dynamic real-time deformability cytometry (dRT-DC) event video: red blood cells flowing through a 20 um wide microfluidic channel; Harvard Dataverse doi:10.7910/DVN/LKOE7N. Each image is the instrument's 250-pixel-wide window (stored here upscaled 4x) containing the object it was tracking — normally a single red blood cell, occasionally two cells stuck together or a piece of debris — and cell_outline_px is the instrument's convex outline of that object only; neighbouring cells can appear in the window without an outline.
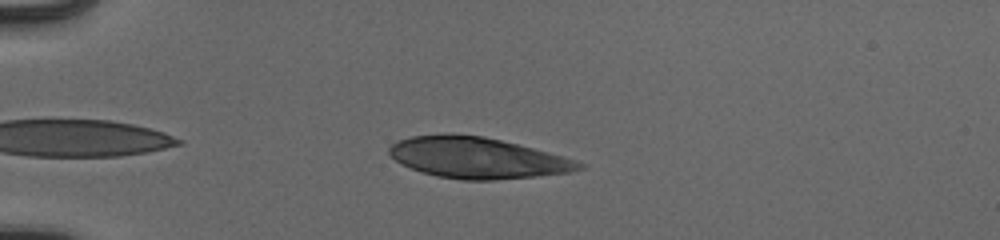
{"species": "human", "species_latin": "Homo sapiens", "temperature_condition": "cold", "stored_images_in_passage": 44, "camera_frame_rate_fps": 3000, "um_per_image_px": 0.085, "donor": {"sex": "male"}, "frame": {"image": 1, "passage_image": 6, "time_ms": 1.667, "image_size_px": [1000, 240], "cell_outline_px": [[588, 164], [584, 168], [568, 172], [536, 176], [492, 180], [460, 180], [436, 176], [420, 172], [396, 160], [388, 152], [388, 148], [396, 140], [412, 136], [444, 132], [448, 132], [484, 136], [564, 156]], "centroid_in_image_um": [40.55, 13.4], "position_along_channel_um": 44.5, "area_um2": 45.6}}
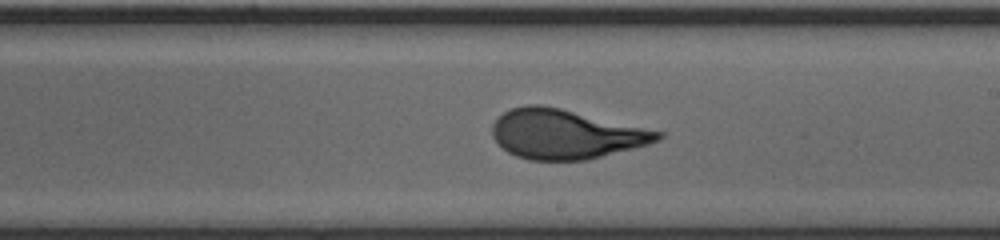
{"frame": {"image": 2, "passage_image": 24, "time_ms": 7.667, "image_size_px": [1000, 240], "cell_outline_px": [[664, 136], [660, 140], [648, 144], [588, 160], [528, 160], [516, 156], [508, 152], [492, 136], [492, 124], [504, 112], [512, 108], [528, 104], [540, 104], [560, 108], [664, 132]], "centroid_in_image_um": [48.08, 11.4], "position_along_channel_um": 240.9, "area_um2": 47.45}}
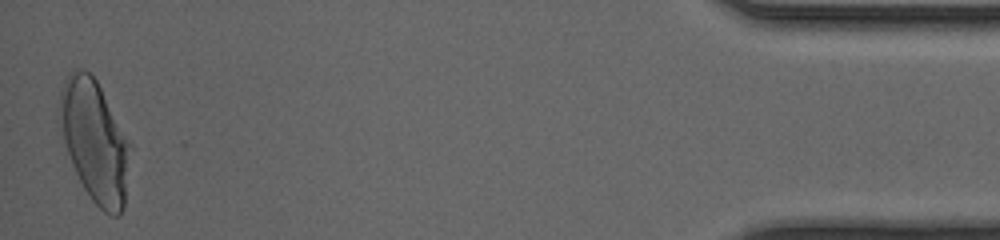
{"frame": {"image": 3, "passage_image": 44, "time_ms": 14.333, "image_size_px": [1000, 240], "cell_outline_px": [[132, 148], [124, 208], [116, 216], [112, 216], [104, 212], [92, 200], [84, 188], [72, 164], [56, 120], [56, 112], [60, 92], [64, 80], [68, 72], [72, 68], [80, 68], [88, 72], [96, 80], [132, 144]], "centroid_in_image_um": [8.03, 11.96], "position_along_channel_um": 427.2, "area_um2": 50.75}, "authors_computed_cell_mechanics": {"area_um2": 47.2515, "velocity_mm_per_s": 3.934, "shape_relaxation_time_tau1_ms": 4.0793, "shape_relaxation_time_tau2_ms": null, "deformation_change_tau1": 0.1954, "deformation_change_tau2": null}}